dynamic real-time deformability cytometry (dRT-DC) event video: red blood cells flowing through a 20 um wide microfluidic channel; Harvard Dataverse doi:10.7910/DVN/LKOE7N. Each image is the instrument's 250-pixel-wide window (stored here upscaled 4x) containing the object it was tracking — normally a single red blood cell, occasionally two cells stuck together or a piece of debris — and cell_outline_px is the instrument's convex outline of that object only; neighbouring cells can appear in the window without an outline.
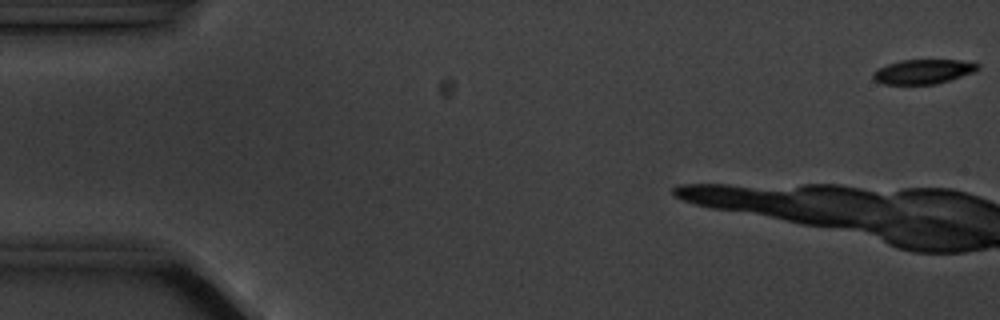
{"species": "common noctule bat (a hibernating species)", "species_latin": "Nyctalus noctula", "temperature_condition": "cold", "stored_images_in_passage": 6, "camera_frame_rate_fps": 3000, "um_per_image_px": 0.085, "animal": {"sex": "male", "body_mass_g": 20.1, "forearm_length_mm": 53.5}, "frame": {"image": 1, "passage_image": 1, "time_ms": 0.0, "image_size_px": [1000, 320], "cell_outline_px": [[980, 68], [972, 72], [936, 84], [884, 84], [876, 80], [872, 76], [872, 72], [888, 64], [904, 60], [960, 60], [980, 64]], "centroid_in_image_um": [78.47, 6.08], "position_along_channel_um": 6.5, "area_um2": 14.62}}